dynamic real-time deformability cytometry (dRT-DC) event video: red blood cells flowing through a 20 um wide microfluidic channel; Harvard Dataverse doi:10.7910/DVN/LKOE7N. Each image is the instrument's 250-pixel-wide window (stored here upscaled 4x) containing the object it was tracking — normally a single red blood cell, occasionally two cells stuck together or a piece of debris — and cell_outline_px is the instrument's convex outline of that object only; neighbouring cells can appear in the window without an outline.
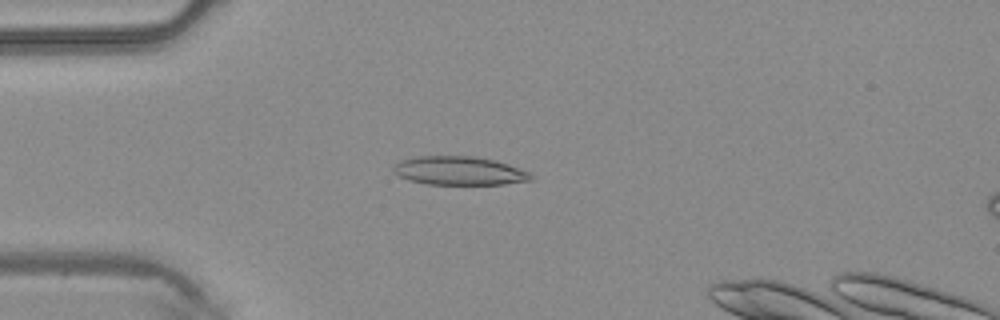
{"species": "common noctule bat (a hibernating species)", "species_latin": "Nyctalus noctula", "temperature_condition": "warm", "stored_images_in_passage": 4, "camera_frame_rate_fps": 3000, "um_per_image_px": 0.085, "animal": {"sex": "male", "body_mass_g": 20.4}, "frame": {"image": 1, "passage_image": 3, "time_ms": 0.667, "image_size_px": [1000, 320], "cell_outline_px": [[536, 176], [532, 180], [504, 184], [428, 184], [408, 180], [392, 172], [392, 168], [400, 160], [416, 156], [472, 156], [492, 160], [508, 164], [528, 172]], "centroid_in_image_um": [39.02, 14.52], "position_along_channel_um": 46.0, "area_um2": 22.89}}